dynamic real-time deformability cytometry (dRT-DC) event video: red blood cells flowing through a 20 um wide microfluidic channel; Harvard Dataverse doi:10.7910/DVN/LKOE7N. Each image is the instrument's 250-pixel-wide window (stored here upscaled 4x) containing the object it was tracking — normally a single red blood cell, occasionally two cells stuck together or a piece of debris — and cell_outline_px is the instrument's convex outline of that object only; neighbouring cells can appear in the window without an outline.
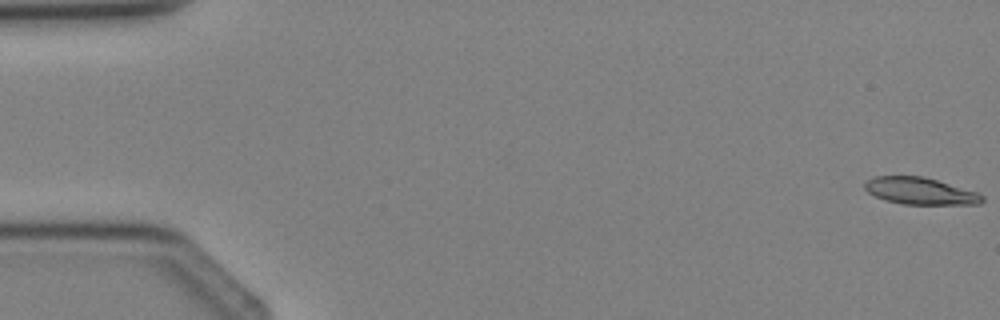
{"species": "Egyptian fruit bat (a non-hibernating species)", "species_latin": "Rousettus aegyptiacus", "temperature_condition": "cold", "stored_images_in_passage": 4, "camera_frame_rate_fps": 3000, "um_per_image_px": 0.085, "animal": {"sex": "female"}, "frame": {"image": 1, "passage_image": 1, "time_ms": 0.0, "image_size_px": [1000, 320], "cell_outline_px": [[984, 200], [980, 204], [904, 204], [884, 200], [868, 192], [864, 188], [864, 184], [872, 176], [924, 176], [976, 192], [984, 196]], "centroid_in_image_um": [78.2, 16.23], "position_along_channel_um": 6.8, "area_um2": 18.32}}
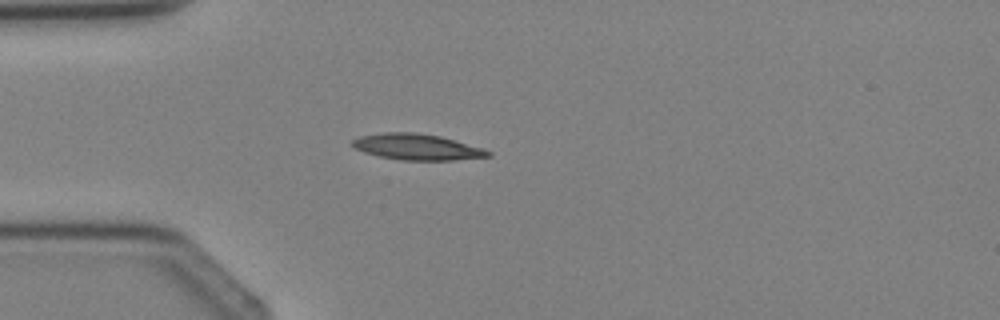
{"frame": {"image": 2, "passage_image": 4, "time_ms": 3.333, "image_size_px": [1000, 320], "cell_outline_px": [[492, 156], [452, 160], [404, 160], [380, 156], [364, 152], [356, 148], [352, 144], [352, 140], [360, 136], [384, 132], [416, 132], [440, 136], [484, 148], [492, 152]], "centroid_in_image_um": [35.48, 12.48], "position_along_channel_um": 49.5, "area_um2": 20.46}}